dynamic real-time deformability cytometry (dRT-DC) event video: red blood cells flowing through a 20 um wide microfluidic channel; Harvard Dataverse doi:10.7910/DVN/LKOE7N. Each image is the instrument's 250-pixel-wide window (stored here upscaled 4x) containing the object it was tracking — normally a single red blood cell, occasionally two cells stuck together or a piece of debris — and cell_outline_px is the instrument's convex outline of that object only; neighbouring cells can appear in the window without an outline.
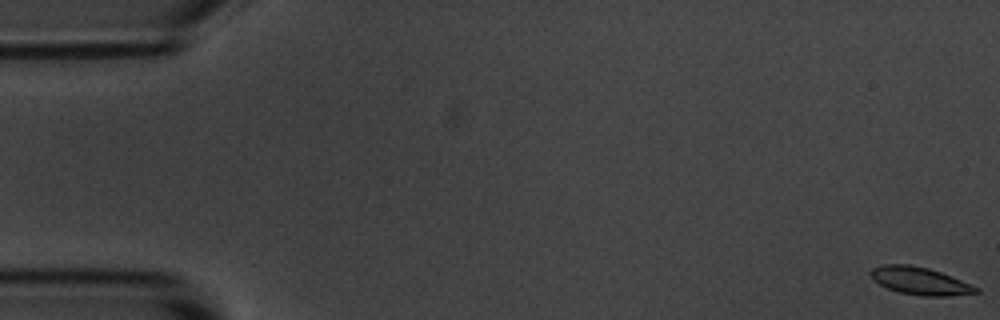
{"species": "common noctule bat (a hibernating species)", "species_latin": "Nyctalus noctula", "temperature_condition": "room temperature", "stored_images_in_passage": 57, "camera_frame_rate_fps": 3000, "um_per_image_px": 0.085, "animal": {"sex": "male", "body_mass_g": 20.1, "forearm_length_mm": 53.5}, "frame": {"image": 1, "passage_image": 1, "time_ms": 0.0, "image_size_px": [1000, 320], "cell_outline_px": [[980, 292], [948, 296], [924, 296], [900, 292], [888, 288], [872, 280], [868, 272], [872, 268], [884, 264], [908, 264], [928, 268], [940, 272], [972, 284], [980, 288]], "centroid_in_image_um": [78.19, 23.87], "position_along_channel_um": 6.8, "area_um2": 16.94}}
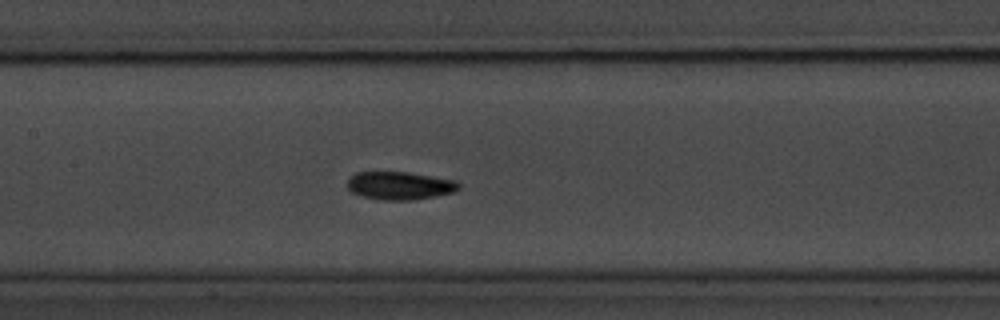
{"frame": {"image": 2, "passage_image": 27, "time_ms": 8.667, "image_size_px": [1000, 320], "cell_outline_px": [[460, 188], [456, 192], [436, 196], [412, 200], [380, 200], [360, 196], [352, 192], [348, 188], [348, 176], [356, 172], [408, 172], [456, 180], [460, 184]], "centroid_in_image_um": [33.98, 15.78], "position_along_channel_um": 173.4, "area_um2": 18.44}}
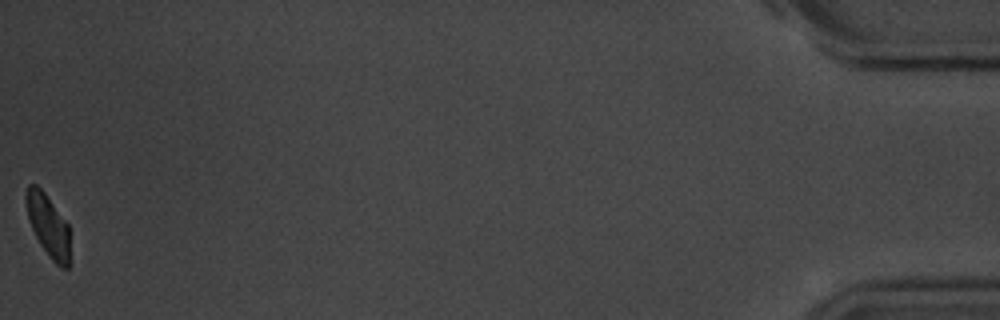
{"frame": {"image": 3, "passage_image": 57, "time_ms": 18.667, "image_size_px": [1000, 320], "cell_outline_px": [[72, 264], [68, 268], [60, 268], [48, 256], [40, 244], [32, 228], [28, 216], [24, 196], [24, 192], [28, 184], [36, 184], [44, 192], [68, 224]], "centroid_in_image_um": [4.13, 19.22], "position_along_channel_um": 431.1, "area_um2": 16.3}, "authors_computed_cell_mechanics": {"area_um2": 17.34, "velocity_mm_per_s": 3.5586, "shape_relaxation_time_tau1_ms": 3.3234, "shape_relaxation_time_tau2_ms": 7.0147, "deformation_change_tau1": 0.1362, "deformation_change_tau2": 0.0875}}